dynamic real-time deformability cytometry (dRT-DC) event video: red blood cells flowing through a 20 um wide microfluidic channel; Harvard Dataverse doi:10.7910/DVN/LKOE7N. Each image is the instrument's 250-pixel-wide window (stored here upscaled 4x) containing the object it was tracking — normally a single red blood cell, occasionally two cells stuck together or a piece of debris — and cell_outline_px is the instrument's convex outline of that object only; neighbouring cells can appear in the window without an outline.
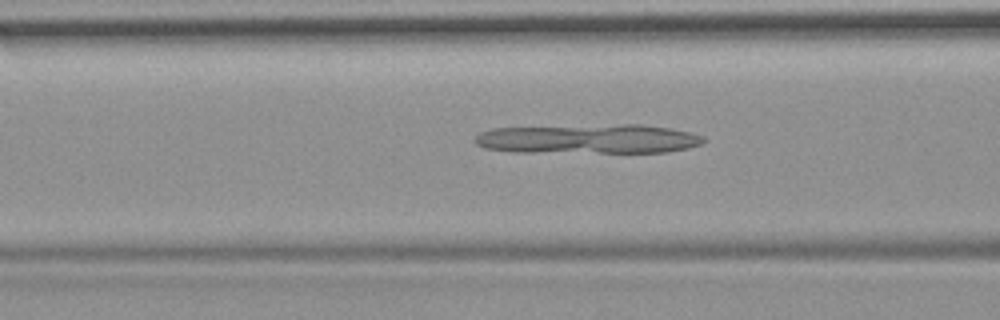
{"species": "common noctule bat (a hibernating species)", "species_latin": "Nyctalus noctula", "temperature_condition": "room temperature", "stored_images_in_passage": 53, "camera_frame_rate_fps": 3000, "um_per_image_px": 0.085, "animal": {"sex": "female", "body_mass_g": 19.9}, "frame": {"image": 1, "passage_image": 21, "time_ms": 6.667, "image_size_px": [1000, 320], "cell_outline_px": [[708, 140], [700, 144], [688, 148], [668, 152], [512, 152], [484, 148], [476, 144], [472, 140], [480, 132], [492, 128], [624, 124], [644, 124], [668, 128], [688, 132], [704, 136]], "centroid_in_image_um": [50.0, 11.81], "position_along_channel_um": 116.6, "area_um2": 39.42}}
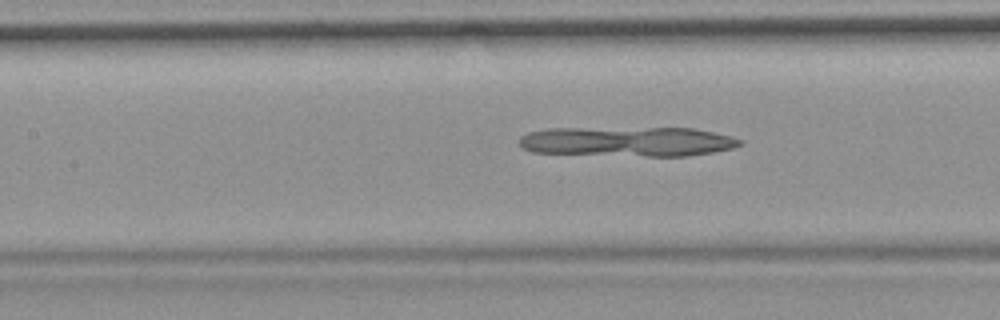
{"frame": {"image": 2, "passage_image": 24, "time_ms": 7.667, "image_size_px": [1000, 320], "cell_outline_px": [[744, 144], [732, 148], [712, 152], [688, 156], [648, 156], [532, 152], [524, 148], [520, 144], [520, 136], [528, 132], [548, 128], [692, 128], [732, 136], [744, 140]], "centroid_in_image_um": [53.38, 12.02], "position_along_channel_um": 154.0, "area_um2": 38.26}}